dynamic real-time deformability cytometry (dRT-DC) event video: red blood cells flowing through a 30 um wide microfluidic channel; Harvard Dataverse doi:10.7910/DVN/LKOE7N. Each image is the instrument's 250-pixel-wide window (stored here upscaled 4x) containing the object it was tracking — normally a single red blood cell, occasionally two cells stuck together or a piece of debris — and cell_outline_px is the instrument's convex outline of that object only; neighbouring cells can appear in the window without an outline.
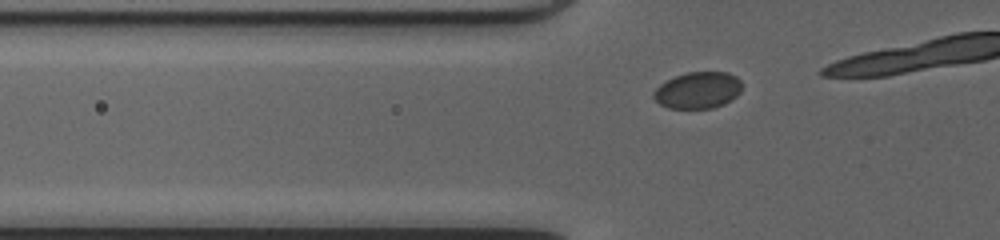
{"species": "common noctule bat (a hibernating species)", "species_latin": "Nyctalus noctula", "temperature_condition": "cold", "stored_images_in_passage": 9, "camera_frame_rate_fps": 3000, "um_per_image_px": 0.085, "animal": {"sex": "female", "body_mass_g": 20.0, "forearm_length_mm": 54.0}, "frame": {"image": 1, "passage_image": 4, "time_ms": 1.0, "image_size_px": [1000, 240], "cell_outline_px": [[740, 92], [732, 100], [724, 104], [712, 108], [668, 108], [660, 104], [652, 96], [652, 92], [660, 84], [676, 76], [688, 72], [728, 72], [736, 76], [740, 80]], "centroid_in_image_um": [59.32, 7.67], "position_along_channel_um": 66.5, "area_um2": 18.79}}
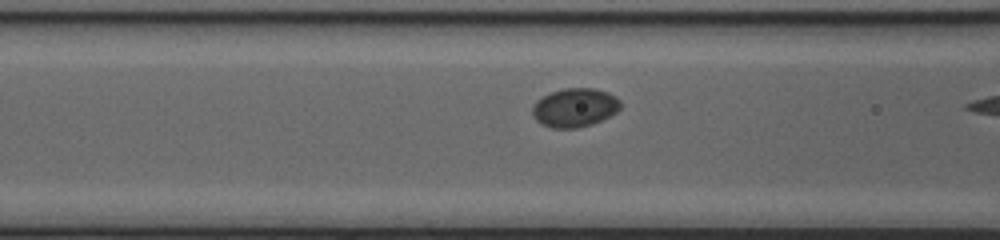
{"frame": {"image": 2, "passage_image": 8, "time_ms": 2.333, "image_size_px": [1000, 240], "cell_outline_px": [[620, 108], [616, 112], [592, 124], [576, 128], [552, 128], [540, 124], [532, 116], [532, 104], [536, 100], [552, 92], [564, 88], [592, 88], [608, 92], [616, 96], [620, 100]], "centroid_in_image_um": [48.82, 9.15], "position_along_channel_um": 117.8, "area_um2": 19.94}}